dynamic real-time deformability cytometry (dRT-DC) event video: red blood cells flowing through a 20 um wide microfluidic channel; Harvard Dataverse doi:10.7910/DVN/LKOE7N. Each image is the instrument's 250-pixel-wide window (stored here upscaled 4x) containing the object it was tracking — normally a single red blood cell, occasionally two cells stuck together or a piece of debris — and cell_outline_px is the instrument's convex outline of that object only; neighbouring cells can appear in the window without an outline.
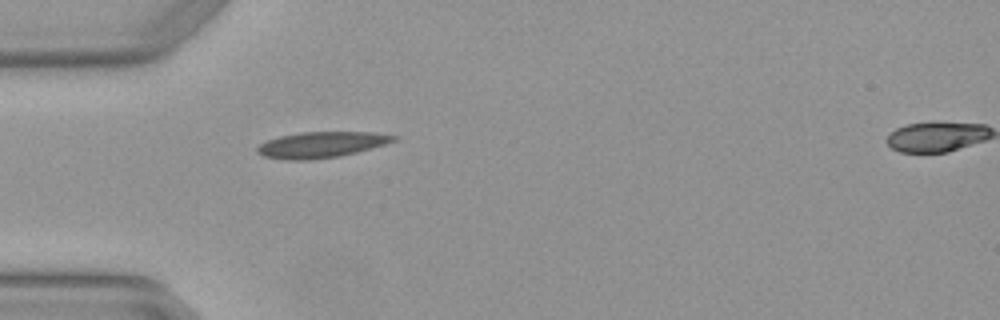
{"species": "Egyptian fruit bat (a non-hibernating species)", "species_latin": "Rousettus aegyptiacus", "temperature_condition": "warm", "stored_images_in_passage": 5, "segment_of_instrument_passage": [1, 2], "camera_frame_rate_fps": 3000, "um_per_image_px": 0.085, "animal": {"sex": "female"}, "frame": {"image": 1, "passage_image": 4, "time_ms": 1.0, "image_size_px": [1000, 320], "cell_outline_px": [[396, 140], [384, 144], [356, 152], [340, 156], [312, 160], [288, 160], [264, 156], [256, 152], [256, 148], [260, 144], [268, 140], [280, 136], [300, 132], [376, 132], [396, 136]], "centroid_in_image_um": [27.28, 12.3], "position_along_channel_um": 57.7, "area_um2": 20.46}}